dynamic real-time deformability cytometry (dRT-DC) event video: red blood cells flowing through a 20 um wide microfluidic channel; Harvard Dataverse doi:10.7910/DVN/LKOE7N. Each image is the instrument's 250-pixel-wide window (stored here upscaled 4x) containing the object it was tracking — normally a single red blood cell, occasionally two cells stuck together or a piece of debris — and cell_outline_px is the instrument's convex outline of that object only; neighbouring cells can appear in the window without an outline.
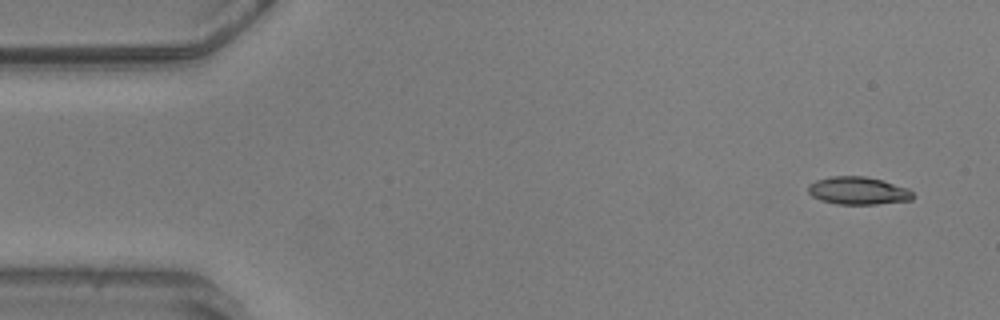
{"species": "common noctule bat (a hibernating species)", "species_latin": "Nyctalus noctula", "temperature_condition": "warm", "stored_images_in_passage": 3, "camera_frame_rate_fps": 3000, "um_per_image_px": 0.085, "animal": {"sex": "male", "body_mass_g": 20.5, "forearm_length_mm": 52.5}, "frame": {"image": 1, "passage_image": 1, "time_ms": 0.0, "image_size_px": [1000, 320], "cell_outline_px": [[912, 200], [876, 204], [836, 204], [820, 200], [812, 196], [808, 192], [808, 184], [816, 180], [832, 176], [864, 176], [884, 180], [908, 188], [912, 192]], "centroid_in_image_um": [72.92, 16.2], "position_along_channel_um": 12.1, "area_um2": 16.99}}